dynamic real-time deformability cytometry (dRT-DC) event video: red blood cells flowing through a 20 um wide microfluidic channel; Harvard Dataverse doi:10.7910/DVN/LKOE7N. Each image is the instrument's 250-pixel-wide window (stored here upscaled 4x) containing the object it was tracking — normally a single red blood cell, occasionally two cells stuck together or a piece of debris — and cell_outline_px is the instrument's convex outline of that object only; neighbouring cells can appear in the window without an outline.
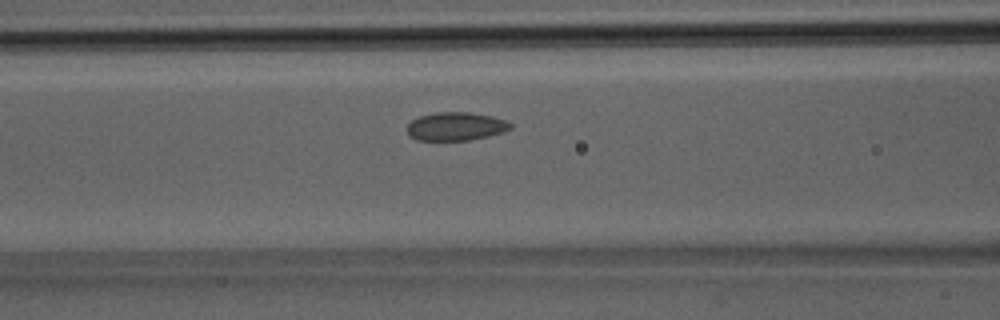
{"species": "Egyptian fruit bat (a non-hibernating species)", "species_latin": "Rousettus aegyptiacus", "temperature_condition": "room temperature", "stored_images_in_passage": 24, "camera_frame_rate_fps": 3000, "um_per_image_px": 0.085, "animal": {"sex": "male"}, "frame": {"image": 1, "passage_image": 8, "time_ms": 2.333, "image_size_px": [1000, 320], "cell_outline_px": [[512, 128], [504, 132], [488, 136], [468, 140], [416, 140], [408, 132], [408, 124], [412, 120], [420, 116], [436, 112], [468, 112], [492, 116], [504, 120], [512, 124]], "centroid_in_image_um": [38.77, 10.74], "position_along_channel_um": 127.8, "area_um2": 16.94}}